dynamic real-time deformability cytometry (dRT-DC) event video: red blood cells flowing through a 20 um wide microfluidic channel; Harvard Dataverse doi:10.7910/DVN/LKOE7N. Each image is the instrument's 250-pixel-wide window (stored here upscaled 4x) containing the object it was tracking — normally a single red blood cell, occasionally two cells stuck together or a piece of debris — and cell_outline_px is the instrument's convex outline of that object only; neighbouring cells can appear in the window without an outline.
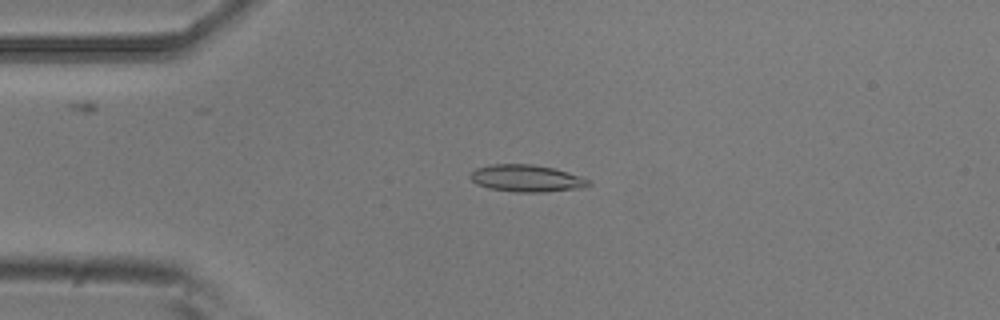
{"species": "common noctule bat (a hibernating species)", "species_latin": "Nyctalus noctula", "temperature_condition": "room temperature", "stored_images_in_passage": 5, "camera_frame_rate_fps": 3000, "um_per_image_px": 0.085, "animal": {"sex": "male", "body_mass_g": 20.5, "forearm_length_mm": 52.5}, "frame": {"image": 1, "passage_image": 4, "time_ms": 1.0, "image_size_px": [1000, 320], "cell_outline_px": [[592, 184], [580, 188], [544, 192], [516, 192], [488, 188], [476, 184], [468, 176], [476, 168], [492, 164], [532, 164], [552, 168], [568, 172], [588, 180]], "centroid_in_image_um": [44.71, 15.16], "position_along_channel_um": 40.3, "area_um2": 18.5}}